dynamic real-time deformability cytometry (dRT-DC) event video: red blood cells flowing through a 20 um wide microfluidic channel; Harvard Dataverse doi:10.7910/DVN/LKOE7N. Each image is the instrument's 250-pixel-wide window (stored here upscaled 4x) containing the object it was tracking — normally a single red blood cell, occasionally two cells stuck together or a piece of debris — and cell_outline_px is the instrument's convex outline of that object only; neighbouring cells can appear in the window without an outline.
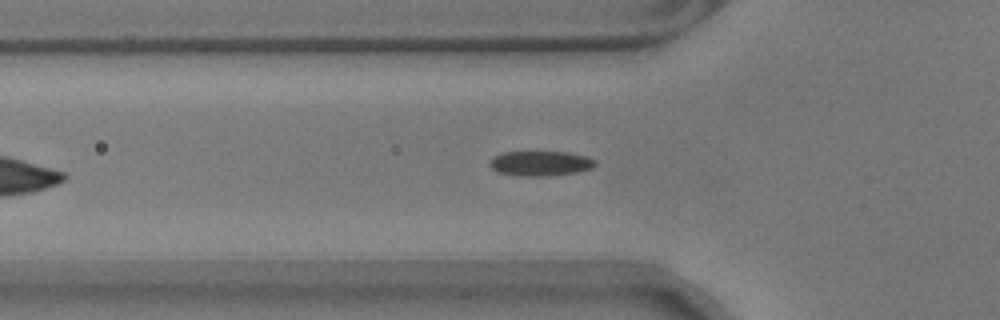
{"species": "common noctule bat (a hibernating species)", "species_latin": "Nyctalus noctula", "temperature_condition": "warm", "stored_images_in_passage": 41, "camera_frame_rate_fps": 3000, "um_per_image_px": 0.085, "animal": {"sex": "male", "body_mass_g": 17.9}, "frame": {"image": 1, "passage_image": 6, "time_ms": 1.667, "image_size_px": [1000, 320], "cell_outline_px": [[596, 164], [592, 168], [576, 172], [548, 176], [520, 176], [496, 172], [488, 164], [488, 160], [492, 156], [504, 152], [568, 152], [588, 156], [596, 160]], "centroid_in_image_um": [45.91, 13.88], "position_along_channel_um": 79.9, "area_um2": 15.55}}
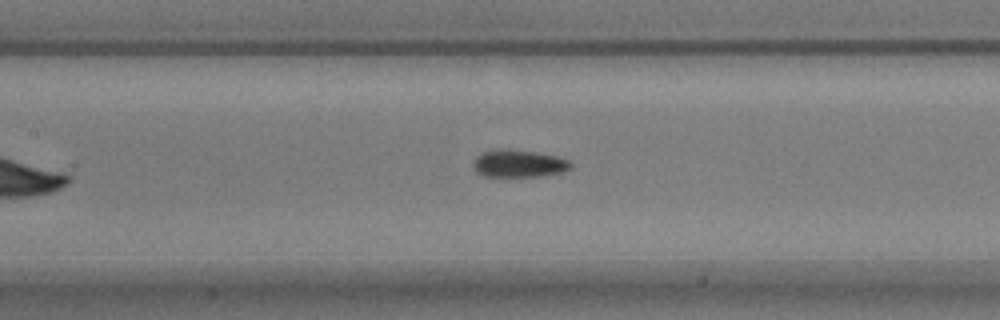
{"frame": {"image": 2, "passage_image": 13, "time_ms": 4.0, "image_size_px": [1000, 320], "cell_outline_px": [[572, 168], [560, 172], [540, 176], [484, 176], [476, 172], [472, 168], [472, 160], [480, 152], [500, 148], [536, 152], [556, 156], [568, 160], [572, 164]], "centroid_in_image_um": [44.02, 13.89], "position_along_channel_um": 163.4, "area_um2": 15.72}}
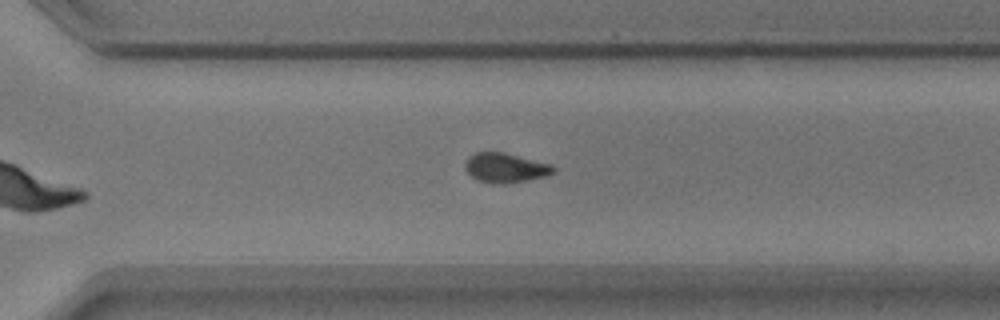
{"frame": {"image": 3, "passage_image": 27, "time_ms": 8.667, "image_size_px": [1000, 320], "cell_outline_px": [[556, 172], [548, 176], [504, 184], [492, 184], [476, 180], [464, 168], [464, 164], [468, 156], [476, 152], [504, 152], [552, 164], [556, 168]], "centroid_in_image_um": [42.97, 14.27], "position_along_channel_um": 327.6, "area_um2": 15.49}, "authors_computed_cell_mechanics": {"area_um2": 15.606, "velocity_mm_per_s": 3.5331, "shape_relaxation_time_tau1_ms": 3.4903, "shape_relaxation_time_tau2_ms": 5.3612, "deformation_change_tau1": 0.1158, "deformation_change_tau2": 0.0826}}